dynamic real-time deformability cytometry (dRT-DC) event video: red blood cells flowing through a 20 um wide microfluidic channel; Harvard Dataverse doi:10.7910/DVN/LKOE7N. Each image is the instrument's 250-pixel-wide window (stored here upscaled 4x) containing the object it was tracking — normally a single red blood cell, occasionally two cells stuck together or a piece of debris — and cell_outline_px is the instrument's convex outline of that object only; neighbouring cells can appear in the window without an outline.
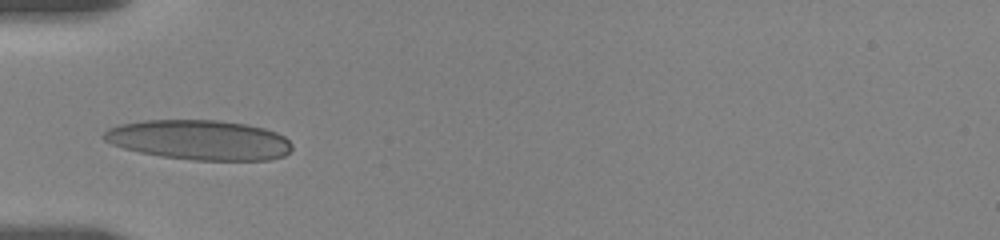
{"species": "human", "species_latin": "Homo sapiens", "temperature_condition": "room temperature", "stored_images_in_passage": 35, "camera_frame_rate_fps": 3000, "um_per_image_px": 0.085, "donor": {"sex": "female"}, "frame": {"image": 1, "passage_image": 1, "time_ms": 0.0, "image_size_px": [1000, 240], "cell_outline_px": [[292, 148], [284, 156], [268, 160], [192, 160], [160, 156], [140, 152], [124, 148], [112, 144], [104, 140], [100, 136], [108, 128], [120, 124], [144, 120], [220, 120], [248, 124], [264, 128], [276, 132], [284, 136], [292, 144]], "centroid_in_image_um": [16.94, 11.89], "position_along_channel_um": 68.1, "area_um2": 43.93}}
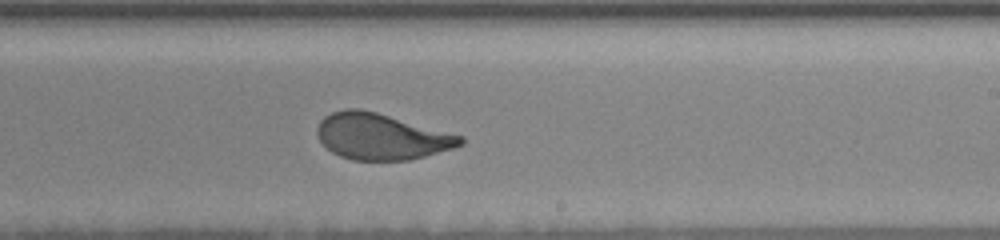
{"frame": {"image": 2, "passage_image": 19, "time_ms": 5.333, "image_size_px": [1000, 240], "cell_outline_px": [[464, 144], [452, 148], [424, 156], [408, 160], [352, 160], [340, 156], [332, 152], [320, 140], [316, 132], [316, 128], [320, 120], [324, 116], [332, 112], [344, 108], [360, 108], [376, 112], [464, 136]], "centroid_in_image_um": [32.39, 11.59], "position_along_channel_um": 256.6, "area_um2": 38.44}}
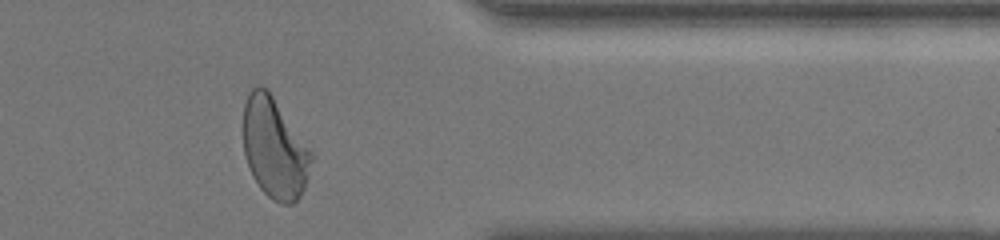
{"frame": {"image": 3, "passage_image": 34, "time_ms": 9.333, "image_size_px": [1000, 240], "cell_outline_px": [[312, 160], [304, 188], [300, 196], [292, 204], [280, 204], [272, 200], [260, 188], [252, 176], [244, 156], [244, 104], [252, 88], [260, 84], [268, 88], [312, 152]], "centroid_in_image_um": [23.32, 12.59], "position_along_channel_um": 388.1, "area_um2": 39.82}, "authors_computed_cell_mechanics": {"area_um2": 39.304, "velocity_mm_per_s": 3.5389, "shape_relaxation_time_tau1_ms": 4.3616, "shape_relaxation_time_tau2_ms": null, "deformation_change_tau1": 0.1827, "deformation_change_tau2": null}}